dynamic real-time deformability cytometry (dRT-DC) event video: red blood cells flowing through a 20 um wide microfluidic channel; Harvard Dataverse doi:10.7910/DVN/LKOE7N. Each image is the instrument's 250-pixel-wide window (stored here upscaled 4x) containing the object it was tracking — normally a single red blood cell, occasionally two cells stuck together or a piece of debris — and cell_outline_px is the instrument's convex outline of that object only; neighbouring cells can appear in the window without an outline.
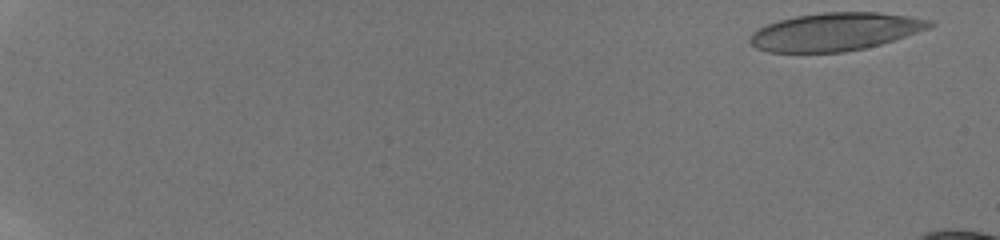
{"species": "human", "species_latin": "Homo sapiens", "temperature_condition": "room temperature", "stored_images_in_passage": 8, "camera_frame_rate_fps": 3000, "um_per_image_px": 0.085, "donor": {"sex": "male"}, "frame": {"image": 1, "passage_image": 1, "time_ms": 0.0, "image_size_px": [1000, 240], "cell_outline_px": [[936, 24], [928, 28], [880, 44], [864, 48], [844, 52], [768, 52], [756, 48], [748, 40], [752, 32], [768, 24], [780, 20], [796, 16], [824, 12], [876, 12], [908, 16], [932, 20]], "centroid_in_image_um": [70.97, 2.7], "position_along_channel_um": 14.0, "area_um2": 39.36}}